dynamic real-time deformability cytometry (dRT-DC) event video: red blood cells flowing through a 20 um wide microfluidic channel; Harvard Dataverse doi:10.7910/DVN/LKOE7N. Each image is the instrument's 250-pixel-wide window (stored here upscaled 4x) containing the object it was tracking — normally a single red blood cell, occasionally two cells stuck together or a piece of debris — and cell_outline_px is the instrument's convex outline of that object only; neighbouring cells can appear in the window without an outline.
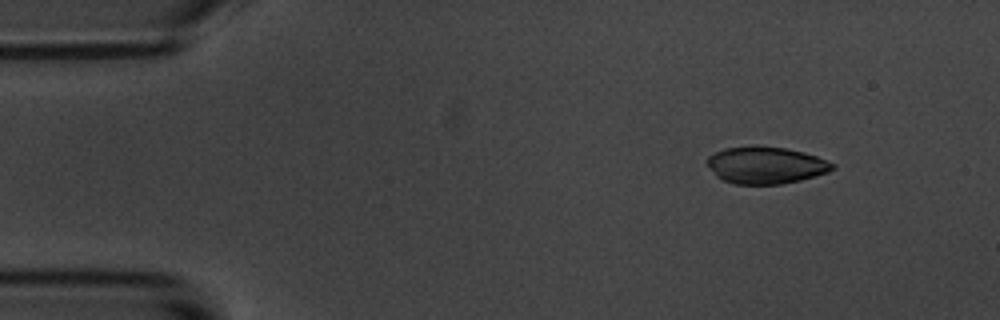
{"species": "common noctule bat (a hibernating species)", "species_latin": "Nyctalus noctula", "temperature_condition": "room temperature", "stored_images_in_passage": 4, "camera_frame_rate_fps": 3000, "um_per_image_px": 0.085, "animal": {"sex": "male", "body_mass_g": 20.1, "forearm_length_mm": 53.5}, "frame": {"image": 1, "passage_image": 1, "time_ms": 0.0, "image_size_px": [1000, 320], "cell_outline_px": [[836, 168], [828, 172], [800, 180], [780, 184], [736, 184], [724, 180], [716, 176], [708, 164], [708, 156], [724, 148], [756, 144], [784, 148], [804, 152], [816, 156], [836, 164]], "centroid_in_image_um": [65.11, 14.02], "position_along_channel_um": 19.9, "area_um2": 27.11}}
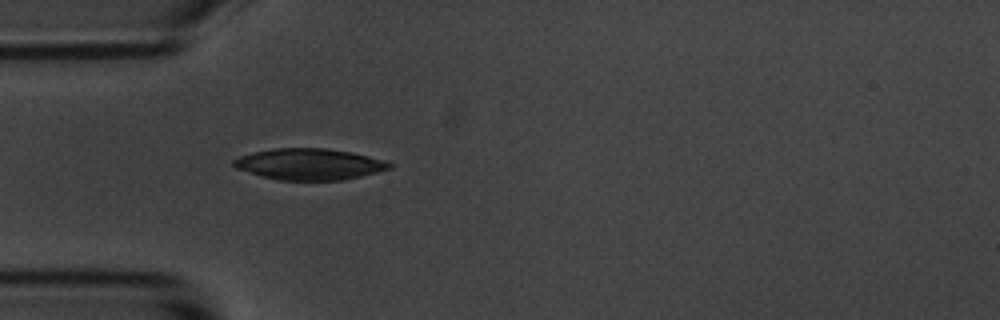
{"frame": {"image": 2, "passage_image": 4, "time_ms": 3.333, "image_size_px": [1000, 320], "cell_outline_px": [[396, 164], [392, 168], [344, 180], [276, 180], [236, 168], [232, 164], [232, 160], [240, 156], [252, 152], [272, 148], [324, 148], [352, 152], [384, 160]], "centroid_in_image_um": [26.3, 13.95], "position_along_channel_um": 58.7, "area_um2": 28.44}}